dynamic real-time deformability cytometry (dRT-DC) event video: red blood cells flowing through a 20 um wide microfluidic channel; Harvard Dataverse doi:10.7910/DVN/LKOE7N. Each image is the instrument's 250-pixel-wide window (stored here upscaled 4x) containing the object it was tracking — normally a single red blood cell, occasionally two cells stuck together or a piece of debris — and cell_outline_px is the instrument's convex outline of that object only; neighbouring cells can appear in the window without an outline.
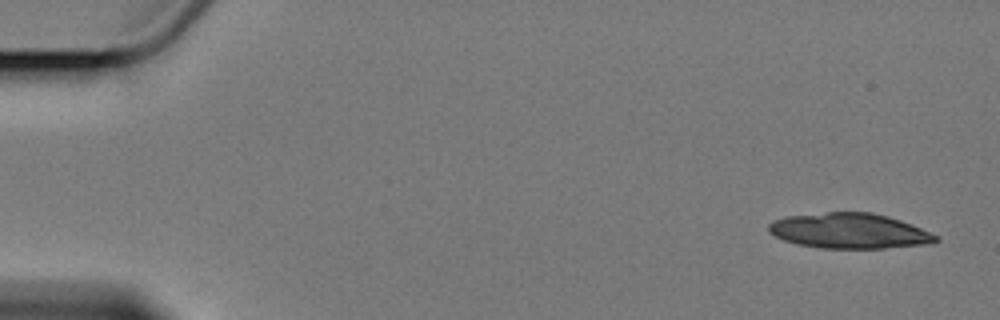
{"species": "Egyptian fruit bat (a non-hibernating species)", "species_latin": "Rousettus aegyptiacus", "temperature_condition": "cold", "stored_images_in_passage": 4, "camera_frame_rate_fps": 3000, "um_per_image_px": 0.085, "animal": {"sex": "female"}, "frame": {"image": 1, "passage_image": 1, "time_ms": 0.0, "image_size_px": [1000, 320], "cell_outline_px": [[940, 240], [932, 244], [884, 248], [820, 248], [796, 244], [784, 240], [768, 232], [768, 224], [772, 220], [784, 216], [828, 212], [872, 212], [888, 216], [900, 220], [940, 236]], "centroid_in_image_um": [72.2, 19.62], "position_along_channel_um": 12.8, "area_um2": 34.62}}
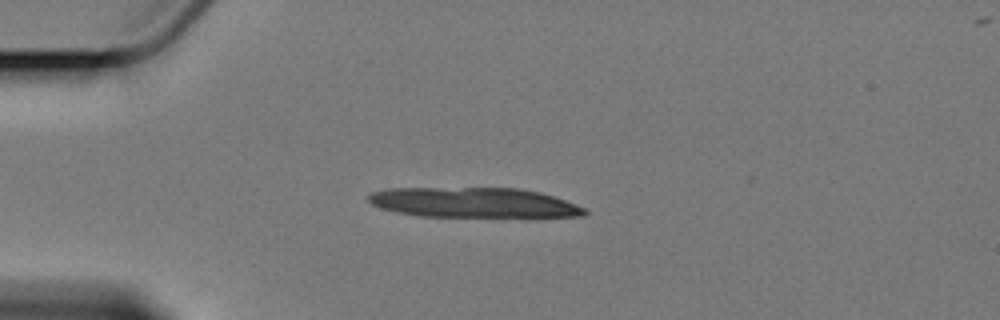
{"frame": {"image": 2, "passage_image": 4, "time_ms": 4.0, "image_size_px": [1000, 320], "cell_outline_px": [[588, 212], [584, 216], [420, 216], [396, 212], [372, 204], [368, 200], [368, 196], [372, 192], [388, 188], [516, 188], [540, 192], [564, 200], [584, 208]], "centroid_in_image_um": [40.22, 17.21], "position_along_channel_um": 44.8, "area_um2": 37.22}}